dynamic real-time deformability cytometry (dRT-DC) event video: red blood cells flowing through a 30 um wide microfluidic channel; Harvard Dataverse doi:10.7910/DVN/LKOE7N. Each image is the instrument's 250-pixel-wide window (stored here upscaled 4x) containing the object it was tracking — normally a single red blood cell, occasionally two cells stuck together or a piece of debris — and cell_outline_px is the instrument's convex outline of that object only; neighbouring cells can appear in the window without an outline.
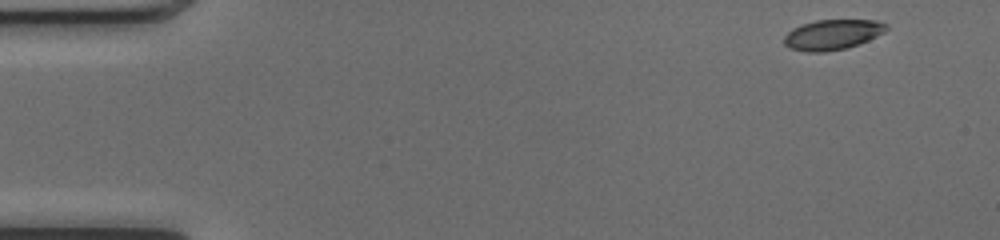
{"species": "common noctule bat (a hibernating species)", "species_latin": "Nyctalus noctula", "temperature_condition": "cold", "stored_images_in_passage": 48, "camera_frame_rate_fps": 3000, "um_per_image_px": 0.085, "animal": {"sex": "female", "body_mass_g": 17.0, "forearm_length_mm": 48.0}, "frame": {"image": 1, "passage_image": 1, "time_ms": 0.0, "image_size_px": [1000, 240], "cell_outline_px": [[888, 28], [884, 32], [868, 40], [848, 48], [824, 52], [804, 52], [788, 48], [784, 44], [784, 36], [792, 28], [800, 24], [816, 20], [876, 20], [888, 24]], "centroid_in_image_um": [70.73, 2.94], "position_along_channel_um": 14.3, "area_um2": 18.21}}
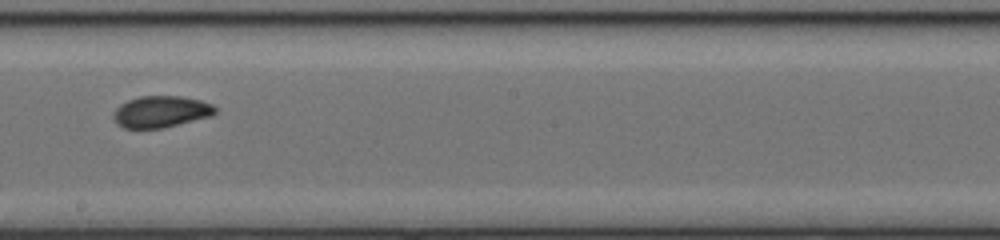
{"frame": {"image": 2, "passage_image": 26, "time_ms": 8.333, "image_size_px": [1000, 240], "cell_outline_px": [[216, 112], [212, 116], [160, 128], [124, 128], [116, 124], [112, 116], [116, 108], [120, 104], [128, 100], [140, 96], [184, 96], [200, 100], [212, 104], [216, 108]], "centroid_in_image_um": [13.67, 9.48], "position_along_channel_um": 234.5, "area_um2": 18.73}}
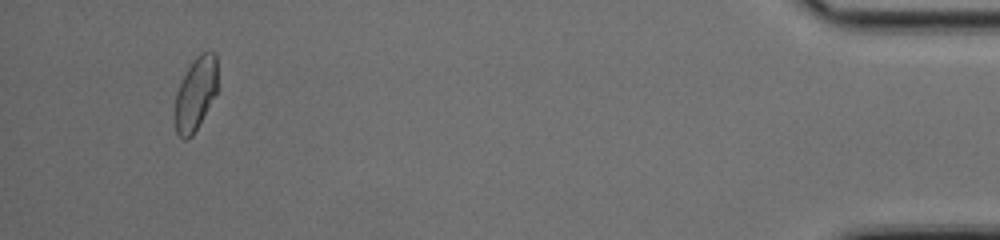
{"frame": {"image": 3, "passage_image": 45, "time_ms": 14.667, "image_size_px": [1000, 240], "cell_outline_px": [[216, 92], [192, 136], [184, 140], [176, 132], [176, 92], [192, 60], [196, 56], [208, 48], [216, 52]], "centroid_in_image_um": [16.63, 7.9], "position_along_channel_um": 418.6, "area_um2": 17.74}, "authors_computed_cell_mechanics": {"area_um2": 18.8428, "velocity_mm_per_s": 4.1238, "shape_relaxation_time_tau1_ms": 8.838, "shape_relaxation_time_tau2_ms": 1.7602, "deformation_change_tau1": 0.1879, "deformation_change_tau2": 0.0412}}